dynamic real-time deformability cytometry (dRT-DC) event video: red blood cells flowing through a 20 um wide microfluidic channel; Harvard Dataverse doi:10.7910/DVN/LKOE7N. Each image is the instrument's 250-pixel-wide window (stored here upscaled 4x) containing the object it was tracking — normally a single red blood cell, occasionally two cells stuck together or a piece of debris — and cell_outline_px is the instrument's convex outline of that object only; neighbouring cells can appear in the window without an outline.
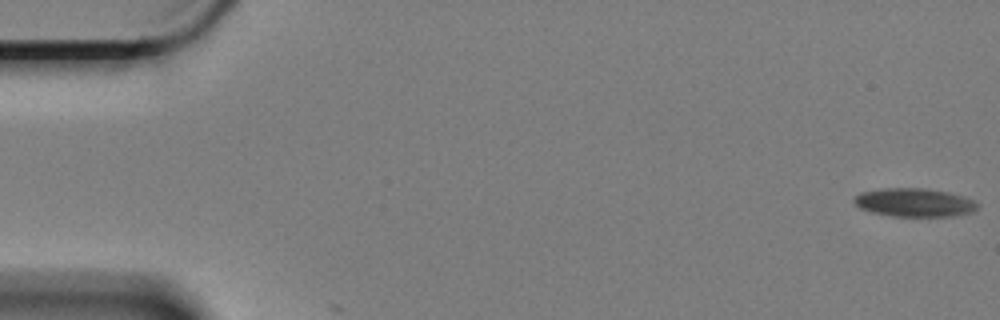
{"species": "Egyptian fruit bat (a non-hibernating species)", "species_latin": "Rousettus aegyptiacus", "temperature_condition": "cold", "stored_images_in_passage": 6, "camera_frame_rate_fps": 3000, "um_per_image_px": 0.085, "animal": {"sex": "female"}, "frame": {"image": 1, "passage_image": 1, "time_ms": 0.0, "image_size_px": [1000, 320], "cell_outline_px": [[980, 204], [972, 212], [948, 216], [892, 216], [872, 212], [860, 208], [852, 200], [860, 192], [884, 188], [924, 188], [948, 192], [964, 196]], "centroid_in_image_um": [77.71, 17.2], "position_along_channel_um": 7.3, "area_um2": 20.35}}
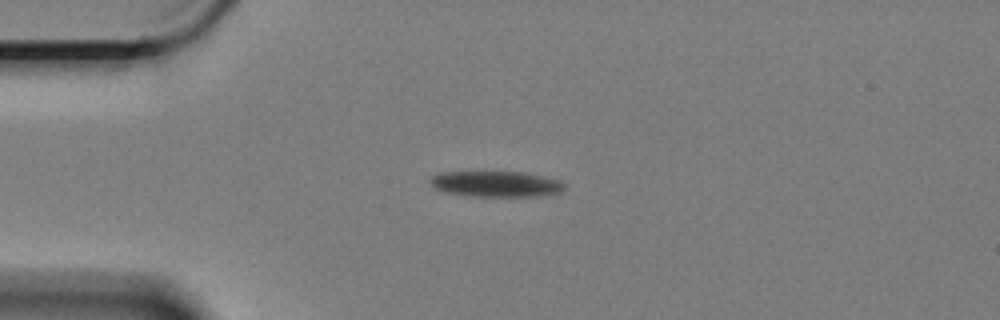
{"frame": {"image": 2, "passage_image": 5, "time_ms": 1.333, "image_size_px": [1000, 320], "cell_outline_px": [[564, 188], [560, 192], [540, 196], [472, 196], [444, 192], [432, 188], [428, 180], [432, 176], [440, 172], [524, 172], [544, 176], [560, 180], [564, 184]], "centroid_in_image_um": [42.12, 15.63], "position_along_channel_um": 42.9, "area_um2": 20.29}}
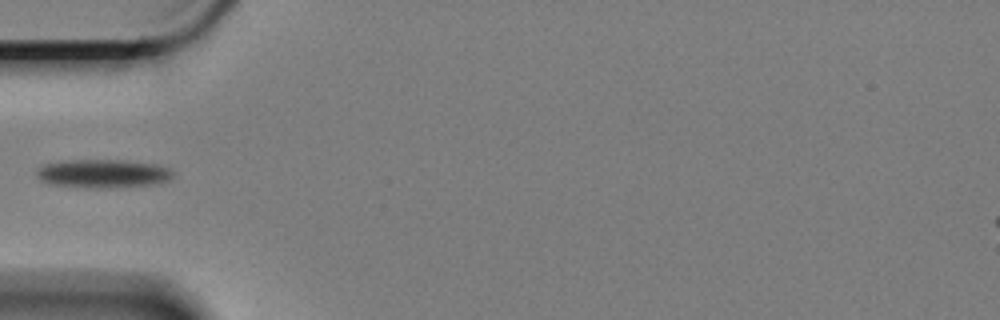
{"frame": {"image": 3, "passage_image": 6, "time_ms": 1.667, "image_size_px": [1000, 320], "cell_outline_px": [[172, 176], [168, 180], [160, 184], [120, 188], [76, 188], [48, 184], [40, 180], [36, 176], [36, 172], [44, 164], [72, 160], [120, 160], [156, 164], [168, 168], [172, 172]], "centroid_in_image_um": [8.74, 14.79], "position_along_channel_um": 76.3, "area_um2": 23.06}}